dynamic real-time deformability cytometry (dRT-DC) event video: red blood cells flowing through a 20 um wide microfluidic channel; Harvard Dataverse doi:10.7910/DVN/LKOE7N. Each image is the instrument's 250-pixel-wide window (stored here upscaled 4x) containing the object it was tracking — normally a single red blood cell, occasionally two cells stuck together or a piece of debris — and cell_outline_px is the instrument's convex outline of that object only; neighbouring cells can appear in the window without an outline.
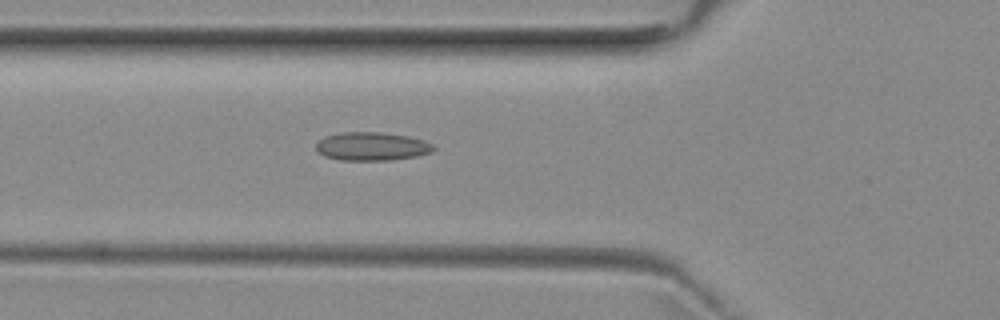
{"species": "common noctule bat (a hibernating species)", "species_latin": "Nyctalus noctula", "temperature_condition": "room temperature", "stored_images_in_passage": 42, "camera_frame_rate_fps": 3000, "um_per_image_px": 0.085, "animal": {"sex": "female", "body_mass_g": 29.2, "forearm_length_mm": 56.3}, "frame": {"image": 1, "passage_image": 14, "time_ms": 4.333, "image_size_px": [1000, 320], "cell_outline_px": [[436, 148], [432, 152], [416, 156], [388, 160], [340, 160], [324, 156], [316, 148], [316, 144], [324, 136], [340, 132], [380, 132], [408, 136], [424, 140], [432, 144]], "centroid_in_image_um": [31.61, 12.43], "position_along_channel_um": 94.2, "area_um2": 19.42}}
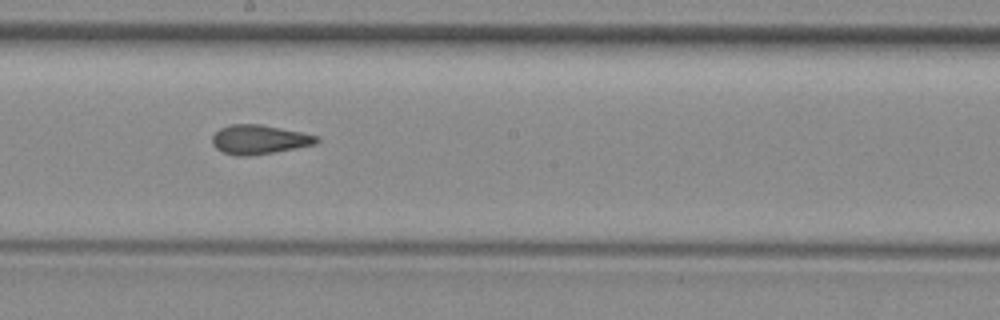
{"frame": {"image": 2, "passage_image": 24, "time_ms": 7.667, "image_size_px": [1000, 320], "cell_outline_px": [[320, 140], [316, 144], [296, 148], [248, 156], [236, 156], [224, 152], [216, 148], [212, 144], [212, 136], [220, 128], [232, 124], [260, 124], [320, 136]], "centroid_in_image_um": [22.04, 11.86], "position_along_channel_um": 226.2, "area_um2": 17.69}}
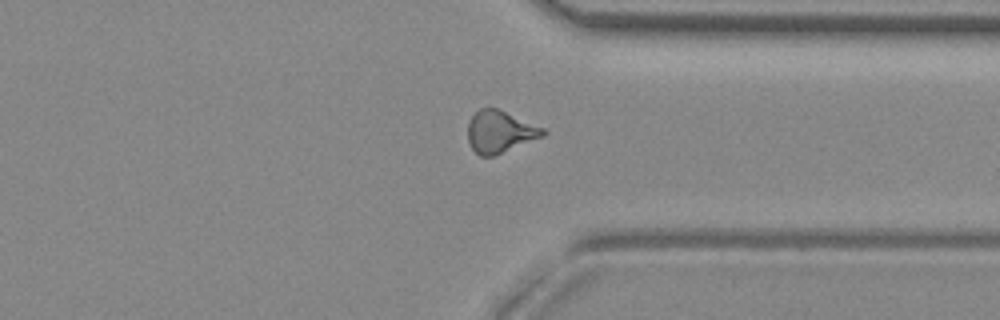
{"frame": {"image": 3, "passage_image": 35, "time_ms": 11.333, "image_size_px": [1000, 320], "cell_outline_px": [[548, 132], [544, 136], [492, 156], [480, 156], [472, 148], [468, 140], [468, 124], [472, 116], [480, 108], [496, 108], [544, 128]], "centroid_in_image_um": [42.49, 11.2], "position_along_channel_um": 368.9, "area_um2": 18.09}, "authors_computed_cell_mechanics": {"area_um2": 18.0625, "velocity_mm_per_s": 3.9481, "shape_relaxation_time_tau1_ms": null, "shape_relaxation_time_tau2_ms": 2.4186, "deformation_change_tau1": null, "deformation_change_tau2": 0.0892}}